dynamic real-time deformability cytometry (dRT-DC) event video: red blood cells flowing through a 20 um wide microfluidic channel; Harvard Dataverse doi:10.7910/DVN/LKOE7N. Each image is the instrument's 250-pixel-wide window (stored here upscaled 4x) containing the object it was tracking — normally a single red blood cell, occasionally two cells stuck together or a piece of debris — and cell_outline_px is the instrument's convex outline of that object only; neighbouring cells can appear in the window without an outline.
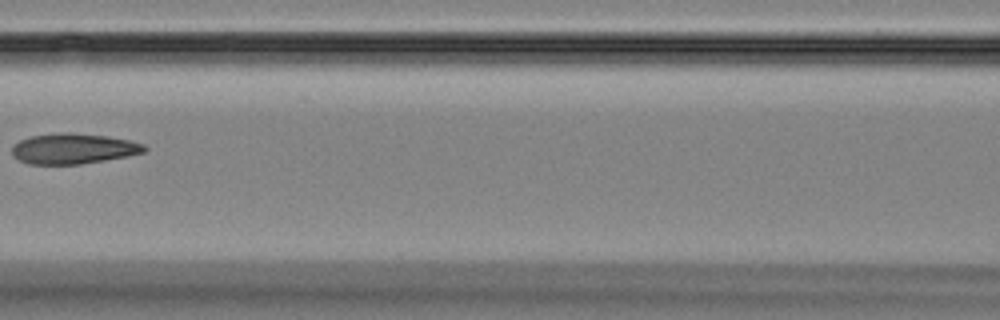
{"species": "Egyptian fruit bat (a non-hibernating species)", "species_latin": "Rousettus aegyptiacus", "temperature_condition": "room temperature", "stored_images_in_passage": 5, "camera_frame_rate_fps": 3000, "um_per_image_px": 0.085, "animal": {"sex": "female"}, "frame": {"image": 1, "passage_image": 4, "time_ms": 3.667, "image_size_px": [1000, 320], "cell_outline_px": [[148, 148], [144, 152], [128, 156], [80, 164], [28, 164], [12, 156], [12, 148], [20, 140], [32, 136], [60, 132], [72, 132], [108, 136], [128, 140], [144, 144]], "centroid_in_image_um": [6.25, 12.63], "position_along_channel_um": 160.4, "area_um2": 23.47}}
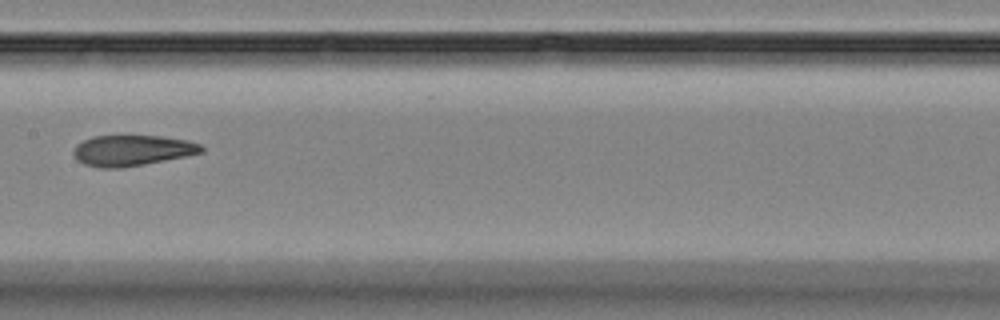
{"frame": {"image": 2, "passage_image": 5, "time_ms": 4.667, "image_size_px": [1000, 320], "cell_outline_px": [[204, 152], [144, 164], [120, 168], [100, 168], [84, 164], [76, 160], [72, 152], [76, 144], [92, 136], [160, 136], [188, 140], [200, 144], [204, 148]], "centroid_in_image_um": [11.2, 12.79], "position_along_channel_um": 196.2, "area_um2": 22.89}}